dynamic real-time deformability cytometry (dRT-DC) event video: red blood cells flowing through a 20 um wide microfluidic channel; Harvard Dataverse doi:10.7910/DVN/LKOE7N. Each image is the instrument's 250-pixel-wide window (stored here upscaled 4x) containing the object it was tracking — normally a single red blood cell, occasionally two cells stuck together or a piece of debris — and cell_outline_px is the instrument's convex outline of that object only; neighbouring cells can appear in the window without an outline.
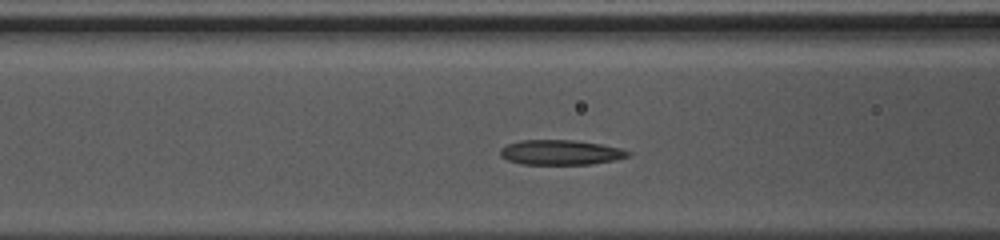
{"species": "common noctule bat (a hibernating species)", "species_latin": "Nyctalus noctula", "temperature_condition": "warm", "stored_images_in_passage": 8, "camera_frame_rate_fps": 3000, "um_per_image_px": 0.085, "animal": {"sex": "female", "body_mass_g": 10.0, "forearm_length_mm": 53.1}, "frame": {"image": 1, "passage_image": 6, "time_ms": 1.667, "image_size_px": [1000, 240], "cell_outline_px": [[632, 152], [628, 156], [616, 160], [592, 164], [520, 164], [508, 160], [500, 156], [500, 152], [508, 144], [520, 140], [576, 140], [600, 144], [620, 148]], "centroid_in_image_um": [47.68, 12.95], "position_along_channel_um": 118.9, "area_um2": 18.5}}